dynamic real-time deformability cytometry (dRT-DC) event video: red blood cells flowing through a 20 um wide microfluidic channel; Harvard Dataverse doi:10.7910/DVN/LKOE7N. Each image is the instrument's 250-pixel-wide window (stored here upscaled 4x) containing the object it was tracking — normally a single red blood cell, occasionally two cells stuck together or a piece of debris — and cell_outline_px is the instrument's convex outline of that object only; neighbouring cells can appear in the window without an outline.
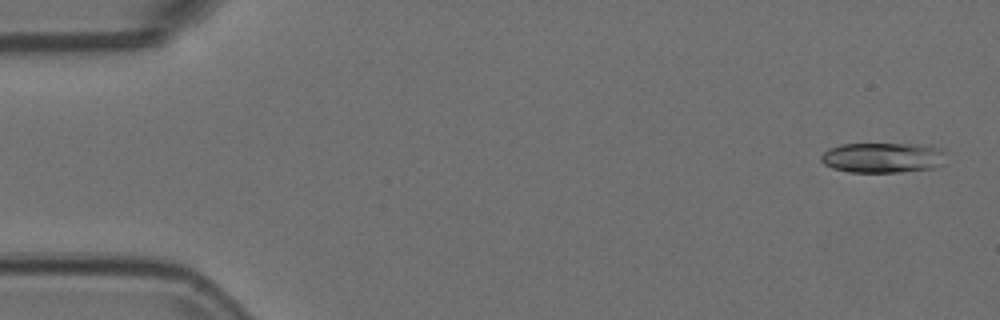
{"species": "Egyptian fruit bat (a non-hibernating species)", "species_latin": "Rousettus aegyptiacus", "temperature_condition": "room temperature", "stored_images_in_passage": 53, "camera_frame_rate_fps": 3000, "um_per_image_px": 0.085, "animal": {"sex": "female"}, "frame": {"image": 1, "passage_image": 2, "time_ms": 0.333, "image_size_px": [1000, 320], "cell_outline_px": [[944, 152], [932, 168], [900, 172], [848, 172], [832, 168], [824, 164], [820, 160], [820, 156], [828, 148], [840, 144], [932, 144], [940, 148]], "centroid_in_image_um": [74.92, 13.38], "position_along_channel_um": 10.1, "area_um2": 21.79}}
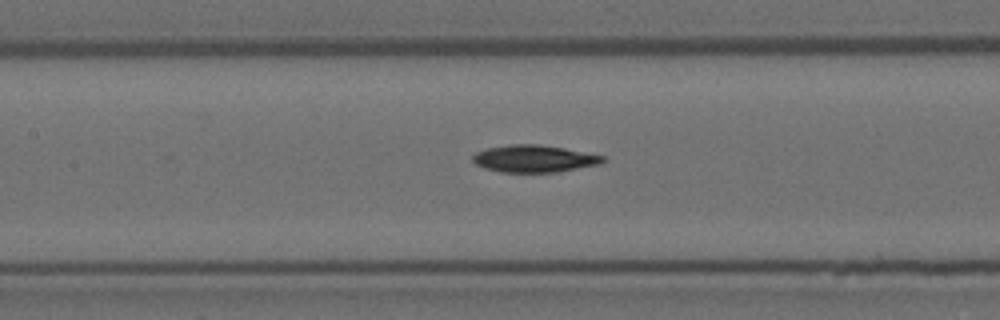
{"frame": {"image": 2, "passage_image": 24, "time_ms": 7.667, "image_size_px": [1000, 320], "cell_outline_px": [[608, 160], [600, 164], [556, 172], [500, 172], [484, 168], [476, 164], [472, 160], [472, 156], [476, 152], [488, 148], [512, 144], [536, 144], [564, 148], [604, 156]], "centroid_in_image_um": [45.4, 13.49], "position_along_channel_um": 162.0, "area_um2": 20.52}}
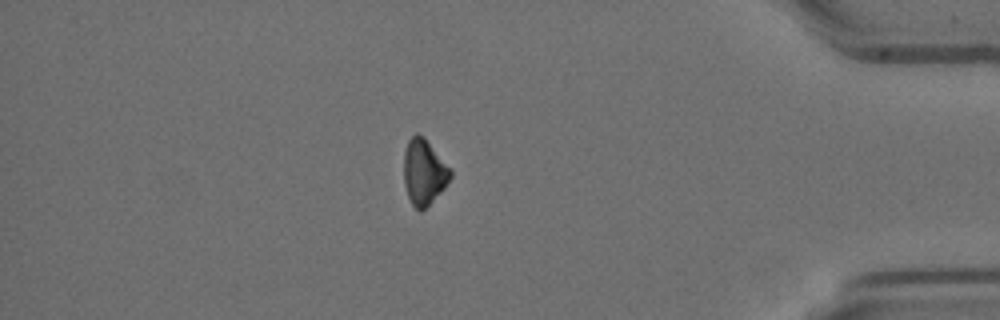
{"frame": {"image": 3, "passage_image": 46, "time_ms": 15.0, "image_size_px": [1000, 320], "cell_outline_px": [[452, 176], [444, 188], [420, 212], [412, 204], [408, 196], [404, 184], [404, 152], [408, 140], [416, 132], [424, 136], [452, 168]], "centroid_in_image_um": [36.05, 14.58], "position_along_channel_um": 399.2, "area_um2": 17.92}, "authors_computed_cell_mechanics": {"area_um2": 20.6924, "velocity_mm_per_s": 3.7568, "shape_relaxation_time_tau1_ms": 3.1068, "shape_relaxation_time_tau2_ms": null, "deformation_change_tau1": 0.1171, "deformation_change_tau2": null}}